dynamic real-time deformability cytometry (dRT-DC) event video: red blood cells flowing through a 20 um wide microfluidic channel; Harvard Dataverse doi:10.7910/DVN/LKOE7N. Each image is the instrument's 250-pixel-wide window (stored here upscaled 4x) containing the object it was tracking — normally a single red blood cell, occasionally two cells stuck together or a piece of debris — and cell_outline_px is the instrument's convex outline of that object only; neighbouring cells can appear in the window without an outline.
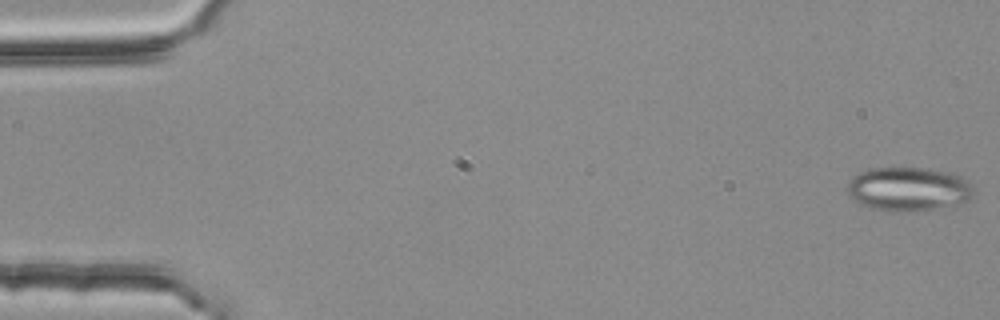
{"species": "common noctule bat (a hibernating species)", "species_latin": "Nyctalus noctula", "temperature_condition": "room temperature", "stored_images_in_passage": 4, "camera_frame_rate_fps": 3000, "um_per_image_px": 0.085, "animal": {"sex": "female", "body_mass_g": 25.1}, "frame": {"image": 1, "passage_image": 1, "time_ms": 0.0, "image_size_px": [1000, 320], "cell_outline_px": [[972, 196], [968, 200], [956, 204], [932, 208], [904, 212], [892, 212], [872, 208], [860, 204], [852, 200], [848, 196], [848, 184], [852, 176], [868, 168], [924, 168], [948, 172], [960, 176], [968, 180], [972, 188]], "centroid_in_image_um": [77.16, 16.06], "position_along_channel_um": 7.8, "area_um2": 32.19}}